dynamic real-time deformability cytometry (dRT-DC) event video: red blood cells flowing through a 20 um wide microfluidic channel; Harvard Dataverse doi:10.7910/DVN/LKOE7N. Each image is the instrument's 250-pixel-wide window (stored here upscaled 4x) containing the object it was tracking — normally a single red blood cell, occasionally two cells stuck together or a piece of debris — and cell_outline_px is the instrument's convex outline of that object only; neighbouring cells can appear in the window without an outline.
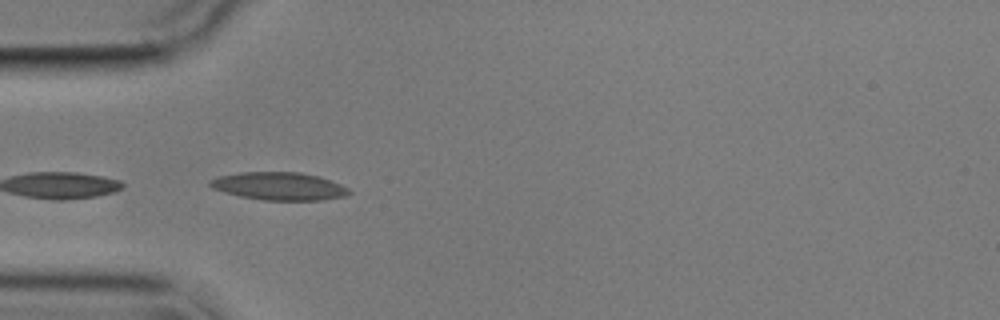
{"species": "common noctule bat (a hibernating species)", "species_latin": "Nyctalus noctula", "temperature_condition": "cold", "stored_images_in_passage": 6, "camera_frame_rate_fps": 3000, "um_per_image_px": 0.085, "animal": {"sex": "male", "body_mass_g": 17.9}, "frame": {"image": 1, "passage_image": 5, "time_ms": 4.667, "image_size_px": [1000, 320], "cell_outline_px": [[352, 192], [344, 196], [324, 200], [264, 200], [240, 196], [224, 192], [212, 188], [208, 184], [208, 180], [216, 176], [240, 172], [300, 172], [320, 176], [340, 184], [348, 188]], "centroid_in_image_um": [23.7, 15.81], "position_along_channel_um": 61.3, "area_um2": 22.72}}
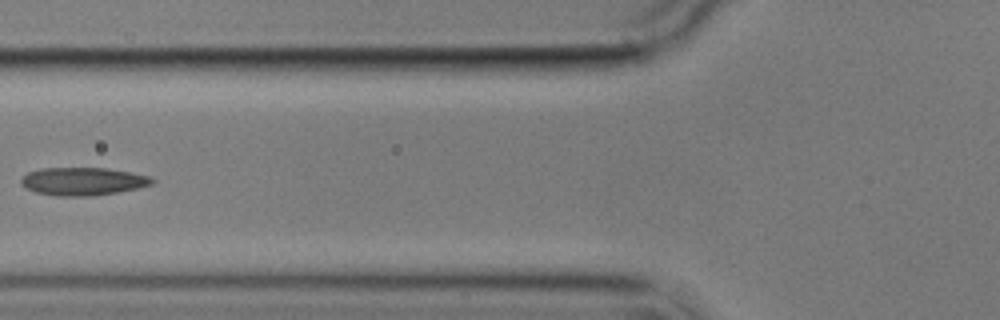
{"frame": {"image": 2, "passage_image": 6, "time_ms": 6.333, "image_size_px": [1000, 320], "cell_outline_px": [[156, 180], [152, 184], [136, 188], [116, 192], [92, 196], [60, 196], [36, 192], [20, 184], [20, 180], [28, 172], [40, 168], [104, 168], [128, 172], [148, 176]], "centroid_in_image_um": [7.02, 15.41], "position_along_channel_um": 118.8, "area_um2": 21.04}}